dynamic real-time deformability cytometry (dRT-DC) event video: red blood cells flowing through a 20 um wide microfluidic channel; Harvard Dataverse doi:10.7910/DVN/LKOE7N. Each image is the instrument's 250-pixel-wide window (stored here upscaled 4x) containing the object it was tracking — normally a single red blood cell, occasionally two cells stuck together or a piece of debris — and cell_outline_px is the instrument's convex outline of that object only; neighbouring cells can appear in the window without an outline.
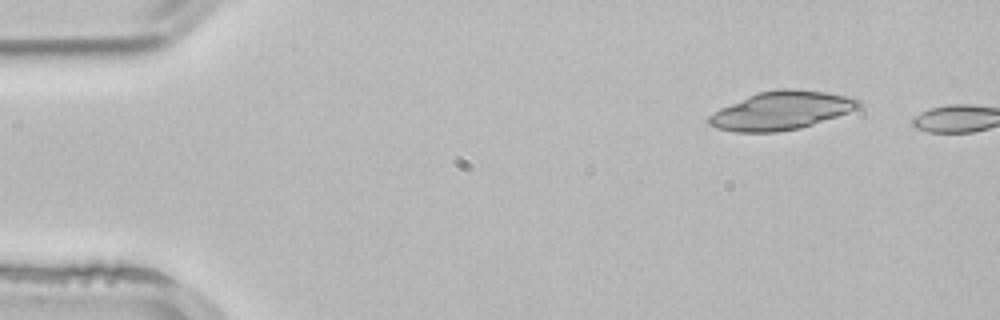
{"species": "common noctule bat (a hibernating species)", "species_latin": "Nyctalus noctula", "temperature_condition": "room temperature", "stored_images_in_passage": 2, "camera_frame_rate_fps": 3000, "um_per_image_px": 0.085, "animal": {"sex": "male", "body_mass_g": 21.5, "forearm_length_mm": 52.0}, "frame": {"image": 1, "passage_image": 1, "time_ms": 0.0, "image_size_px": [1000, 320], "cell_outline_px": [[860, 108], [800, 128], [776, 132], [736, 132], [716, 128], [708, 124], [708, 116], [720, 108], [756, 92], [780, 88], [792, 88], [824, 92], [852, 96], [860, 100]], "centroid_in_image_um": [66.4, 9.38], "position_along_channel_um": 18.6, "area_um2": 33.47}}